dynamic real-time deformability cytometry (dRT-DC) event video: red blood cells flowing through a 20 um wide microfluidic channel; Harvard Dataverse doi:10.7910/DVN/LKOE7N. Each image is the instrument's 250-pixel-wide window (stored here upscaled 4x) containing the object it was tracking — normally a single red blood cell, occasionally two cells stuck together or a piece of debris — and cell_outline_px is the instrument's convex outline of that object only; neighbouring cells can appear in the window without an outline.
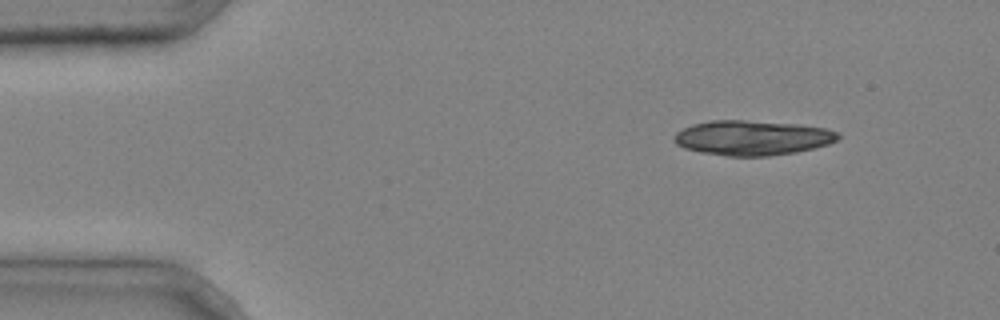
{"species": "common noctule bat (a hibernating species)", "species_latin": "Nyctalus noctula", "temperature_condition": "cold", "stored_images_in_passage": 3, "camera_frame_rate_fps": 3000, "um_per_image_px": 0.085, "animal": {"sex": "male", "body_mass_g": 20.4}, "frame": {"image": 1, "passage_image": 1, "time_ms": 0.0, "image_size_px": [1000, 320], "cell_outline_px": [[840, 136], [836, 140], [828, 144], [796, 152], [768, 156], [728, 156], [700, 152], [684, 148], [676, 144], [672, 140], [672, 136], [676, 132], [692, 124], [708, 120], [744, 120], [796, 124], [824, 128], [840, 132]], "centroid_in_image_um": [63.9, 11.71], "position_along_channel_um": 21.1, "area_um2": 33.35}}